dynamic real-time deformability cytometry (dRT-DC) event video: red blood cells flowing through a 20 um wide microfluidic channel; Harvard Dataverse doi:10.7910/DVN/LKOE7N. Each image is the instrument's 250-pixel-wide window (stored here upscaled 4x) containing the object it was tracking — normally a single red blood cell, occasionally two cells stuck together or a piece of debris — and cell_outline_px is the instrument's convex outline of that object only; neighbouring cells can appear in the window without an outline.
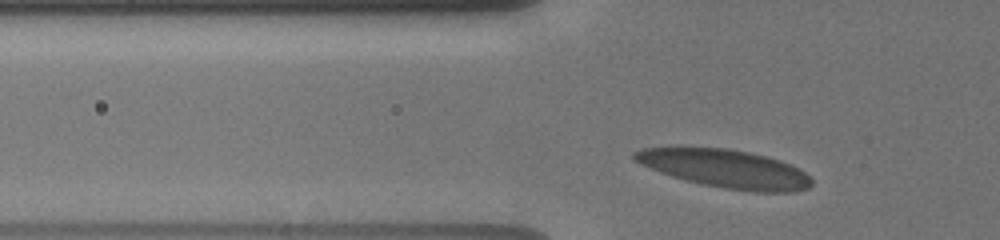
{"species": "human", "species_latin": "Homo sapiens", "temperature_condition": "cold", "stored_images_in_passage": 38, "camera_frame_rate_fps": 3000, "um_per_image_px": 0.085, "donor": {"sex": "male"}, "frame": {"image": 1, "passage_image": 4, "time_ms": 1.0, "image_size_px": [1000, 240], "cell_outline_px": [[812, 184], [808, 188], [792, 192], [752, 192], [724, 188], [704, 184], [672, 176], [660, 172], [640, 164], [632, 156], [632, 152], [640, 148], [728, 148], [748, 152], [780, 160], [792, 164], [800, 168], [812, 180]], "centroid_in_image_um": [61.68, 14.34], "position_along_channel_um": 64.1, "area_um2": 39.13}}
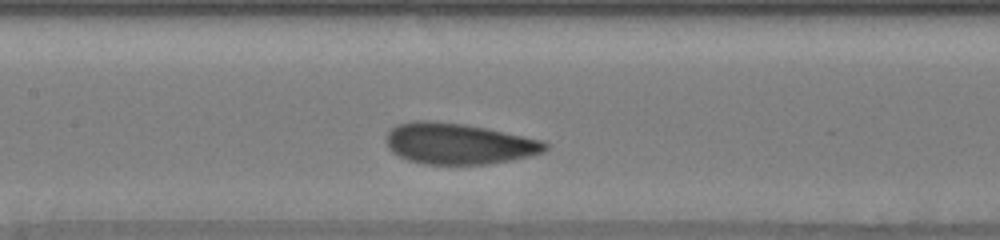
{"frame": {"image": 2, "passage_image": 13, "time_ms": 4.0, "image_size_px": [1000, 240], "cell_outline_px": [[548, 148], [544, 152], [512, 160], [488, 164], [424, 164], [408, 160], [392, 152], [388, 148], [388, 132], [396, 124], [412, 120], [432, 120], [464, 124], [488, 128], [544, 140], [548, 144]], "centroid_in_image_um": [39.01, 12.2], "position_along_channel_um": 168.4, "area_um2": 38.21}}
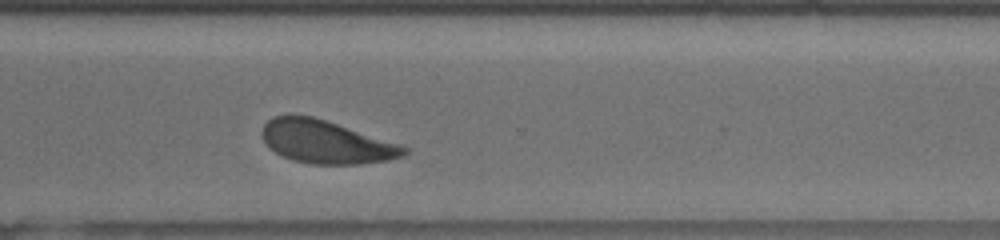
{"frame": {"image": 3, "passage_image": 36, "time_ms": 8.667, "image_size_px": [1000, 240], "cell_outline_px": [[408, 152], [404, 156], [388, 160], [360, 164], [312, 164], [292, 160], [276, 152], [264, 140], [264, 124], [272, 116], [312, 116], [400, 144], [408, 148]], "centroid_in_image_um": [27.77, 12.08], "position_along_channel_um": 342.8, "area_um2": 34.91}}